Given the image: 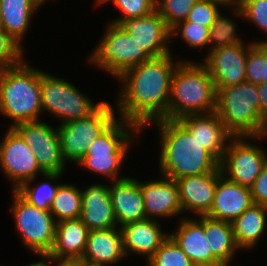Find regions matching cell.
<instances>
[{"label":"cell","instance_id":"obj_1","mask_svg":"<svg viewBox=\"0 0 267 266\" xmlns=\"http://www.w3.org/2000/svg\"><path fill=\"white\" fill-rule=\"evenodd\" d=\"M171 56L168 53L152 57L127 69L117 78L123 84L116 104L121 119L141 130L150 123L167 119L171 80L181 62L172 61Z\"/></svg>","mask_w":267,"mask_h":266},{"label":"cell","instance_id":"obj_2","mask_svg":"<svg viewBox=\"0 0 267 266\" xmlns=\"http://www.w3.org/2000/svg\"><path fill=\"white\" fill-rule=\"evenodd\" d=\"M153 123L160 133L162 176L177 180L208 174L219 168V161L178 120L162 119Z\"/></svg>","mask_w":267,"mask_h":266},{"label":"cell","instance_id":"obj_3","mask_svg":"<svg viewBox=\"0 0 267 266\" xmlns=\"http://www.w3.org/2000/svg\"><path fill=\"white\" fill-rule=\"evenodd\" d=\"M217 91L207 68L195 61L181 60L171 80L167 119L207 114L216 110Z\"/></svg>","mask_w":267,"mask_h":266},{"label":"cell","instance_id":"obj_4","mask_svg":"<svg viewBox=\"0 0 267 266\" xmlns=\"http://www.w3.org/2000/svg\"><path fill=\"white\" fill-rule=\"evenodd\" d=\"M41 70L24 60L15 66L0 69V114L13 121L40 120Z\"/></svg>","mask_w":267,"mask_h":266},{"label":"cell","instance_id":"obj_5","mask_svg":"<svg viewBox=\"0 0 267 266\" xmlns=\"http://www.w3.org/2000/svg\"><path fill=\"white\" fill-rule=\"evenodd\" d=\"M216 91L215 112L234 137L266 135L267 123L259 115L256 84L245 81Z\"/></svg>","mask_w":267,"mask_h":266},{"label":"cell","instance_id":"obj_6","mask_svg":"<svg viewBox=\"0 0 267 266\" xmlns=\"http://www.w3.org/2000/svg\"><path fill=\"white\" fill-rule=\"evenodd\" d=\"M141 132L143 131L135 124L117 118L89 144L86 154L77 165L113 181L125 178L118 176L120 169L129 151V146L135 141L133 138L139 137Z\"/></svg>","mask_w":267,"mask_h":266},{"label":"cell","instance_id":"obj_7","mask_svg":"<svg viewBox=\"0 0 267 266\" xmlns=\"http://www.w3.org/2000/svg\"><path fill=\"white\" fill-rule=\"evenodd\" d=\"M105 31L88 59L89 63L108 71L114 78L152 58L119 24L110 22Z\"/></svg>","mask_w":267,"mask_h":266},{"label":"cell","instance_id":"obj_8","mask_svg":"<svg viewBox=\"0 0 267 266\" xmlns=\"http://www.w3.org/2000/svg\"><path fill=\"white\" fill-rule=\"evenodd\" d=\"M12 217L23 245L34 255H48L55 242L56 221L49 210H42L12 190Z\"/></svg>","mask_w":267,"mask_h":266},{"label":"cell","instance_id":"obj_9","mask_svg":"<svg viewBox=\"0 0 267 266\" xmlns=\"http://www.w3.org/2000/svg\"><path fill=\"white\" fill-rule=\"evenodd\" d=\"M41 108L61 120V124L89 116L100 105L65 79L57 78L41 70Z\"/></svg>","mask_w":267,"mask_h":266},{"label":"cell","instance_id":"obj_10","mask_svg":"<svg viewBox=\"0 0 267 266\" xmlns=\"http://www.w3.org/2000/svg\"><path fill=\"white\" fill-rule=\"evenodd\" d=\"M114 114L112 105L102 101L89 116L60 124L57 128L64 160L77 164L89 144L117 119Z\"/></svg>","mask_w":267,"mask_h":266},{"label":"cell","instance_id":"obj_11","mask_svg":"<svg viewBox=\"0 0 267 266\" xmlns=\"http://www.w3.org/2000/svg\"><path fill=\"white\" fill-rule=\"evenodd\" d=\"M260 137H233L219 162L222 175L240 185L251 187L267 163V152L246 140ZM228 176V177H227Z\"/></svg>","mask_w":267,"mask_h":266},{"label":"cell","instance_id":"obj_12","mask_svg":"<svg viewBox=\"0 0 267 266\" xmlns=\"http://www.w3.org/2000/svg\"><path fill=\"white\" fill-rule=\"evenodd\" d=\"M34 153L45 173H63L67 163L62 156L58 128L46 122H21L13 127Z\"/></svg>","mask_w":267,"mask_h":266},{"label":"cell","instance_id":"obj_13","mask_svg":"<svg viewBox=\"0 0 267 266\" xmlns=\"http://www.w3.org/2000/svg\"><path fill=\"white\" fill-rule=\"evenodd\" d=\"M6 132L0 142V166L4 175L13 180L12 189L17 190L24 182L34 181L37 174L45 172L22 136L13 127Z\"/></svg>","mask_w":267,"mask_h":266},{"label":"cell","instance_id":"obj_14","mask_svg":"<svg viewBox=\"0 0 267 266\" xmlns=\"http://www.w3.org/2000/svg\"><path fill=\"white\" fill-rule=\"evenodd\" d=\"M254 44L239 42L210 50L202 64L207 68L216 89L233 86L246 81L245 66L248 49Z\"/></svg>","mask_w":267,"mask_h":266},{"label":"cell","instance_id":"obj_15","mask_svg":"<svg viewBox=\"0 0 267 266\" xmlns=\"http://www.w3.org/2000/svg\"><path fill=\"white\" fill-rule=\"evenodd\" d=\"M120 26L152 57L171 53L168 46L171 29L155 11L144 17L124 20Z\"/></svg>","mask_w":267,"mask_h":266},{"label":"cell","instance_id":"obj_16","mask_svg":"<svg viewBox=\"0 0 267 266\" xmlns=\"http://www.w3.org/2000/svg\"><path fill=\"white\" fill-rule=\"evenodd\" d=\"M219 162L234 137L217 113L184 116L178 120ZM228 141V142H227Z\"/></svg>","mask_w":267,"mask_h":266},{"label":"cell","instance_id":"obj_17","mask_svg":"<svg viewBox=\"0 0 267 266\" xmlns=\"http://www.w3.org/2000/svg\"><path fill=\"white\" fill-rule=\"evenodd\" d=\"M139 186L143 196L146 219L173 218L183 212L176 180L160 176L158 180L139 181Z\"/></svg>","mask_w":267,"mask_h":266},{"label":"cell","instance_id":"obj_18","mask_svg":"<svg viewBox=\"0 0 267 266\" xmlns=\"http://www.w3.org/2000/svg\"><path fill=\"white\" fill-rule=\"evenodd\" d=\"M220 167L211 173L182 177L176 180L179 187V200L182 210L196 216L207 215L212 208Z\"/></svg>","mask_w":267,"mask_h":266},{"label":"cell","instance_id":"obj_19","mask_svg":"<svg viewBox=\"0 0 267 266\" xmlns=\"http://www.w3.org/2000/svg\"><path fill=\"white\" fill-rule=\"evenodd\" d=\"M254 204L249 187L220 175L214 193L212 208L207 216L232 222Z\"/></svg>","mask_w":267,"mask_h":266},{"label":"cell","instance_id":"obj_20","mask_svg":"<svg viewBox=\"0 0 267 266\" xmlns=\"http://www.w3.org/2000/svg\"><path fill=\"white\" fill-rule=\"evenodd\" d=\"M112 183L109 194L117 224L123 226L146 219L139 180L125 177Z\"/></svg>","mask_w":267,"mask_h":266},{"label":"cell","instance_id":"obj_21","mask_svg":"<svg viewBox=\"0 0 267 266\" xmlns=\"http://www.w3.org/2000/svg\"><path fill=\"white\" fill-rule=\"evenodd\" d=\"M120 230L125 256L136 253L144 256L146 260L153 256L169 236V233L162 231L156 219L127 223L120 226Z\"/></svg>","mask_w":267,"mask_h":266},{"label":"cell","instance_id":"obj_22","mask_svg":"<svg viewBox=\"0 0 267 266\" xmlns=\"http://www.w3.org/2000/svg\"><path fill=\"white\" fill-rule=\"evenodd\" d=\"M82 194V213L80 219L92 230H105L117 227L113 206L106 184H92Z\"/></svg>","mask_w":267,"mask_h":266},{"label":"cell","instance_id":"obj_23","mask_svg":"<svg viewBox=\"0 0 267 266\" xmlns=\"http://www.w3.org/2000/svg\"><path fill=\"white\" fill-rule=\"evenodd\" d=\"M194 218L182 217L175 233L169 236L194 264L219 261L209 248L207 237L203 232V215Z\"/></svg>","mask_w":267,"mask_h":266},{"label":"cell","instance_id":"obj_24","mask_svg":"<svg viewBox=\"0 0 267 266\" xmlns=\"http://www.w3.org/2000/svg\"><path fill=\"white\" fill-rule=\"evenodd\" d=\"M123 258L126 256L120 227L89 231L81 259L111 266Z\"/></svg>","mask_w":267,"mask_h":266},{"label":"cell","instance_id":"obj_25","mask_svg":"<svg viewBox=\"0 0 267 266\" xmlns=\"http://www.w3.org/2000/svg\"><path fill=\"white\" fill-rule=\"evenodd\" d=\"M88 233V227L80 218L57 222L55 242L48 256L55 259H81Z\"/></svg>","mask_w":267,"mask_h":266},{"label":"cell","instance_id":"obj_26","mask_svg":"<svg viewBox=\"0 0 267 266\" xmlns=\"http://www.w3.org/2000/svg\"><path fill=\"white\" fill-rule=\"evenodd\" d=\"M38 8L35 0H0L1 28L21 47L33 13Z\"/></svg>","mask_w":267,"mask_h":266},{"label":"cell","instance_id":"obj_27","mask_svg":"<svg viewBox=\"0 0 267 266\" xmlns=\"http://www.w3.org/2000/svg\"><path fill=\"white\" fill-rule=\"evenodd\" d=\"M267 206L253 204L231 222L234 239L241 249H251L259 242L266 229Z\"/></svg>","mask_w":267,"mask_h":266},{"label":"cell","instance_id":"obj_28","mask_svg":"<svg viewBox=\"0 0 267 266\" xmlns=\"http://www.w3.org/2000/svg\"><path fill=\"white\" fill-rule=\"evenodd\" d=\"M203 232L212 254L219 260L231 263L239 248L235 242L231 222L203 215Z\"/></svg>","mask_w":267,"mask_h":266},{"label":"cell","instance_id":"obj_29","mask_svg":"<svg viewBox=\"0 0 267 266\" xmlns=\"http://www.w3.org/2000/svg\"><path fill=\"white\" fill-rule=\"evenodd\" d=\"M56 222L79 219L82 213L81 190L74 184H61L50 206Z\"/></svg>","mask_w":267,"mask_h":266},{"label":"cell","instance_id":"obj_30","mask_svg":"<svg viewBox=\"0 0 267 266\" xmlns=\"http://www.w3.org/2000/svg\"><path fill=\"white\" fill-rule=\"evenodd\" d=\"M62 174L63 173H44L43 177L47 179L45 182H40L36 186L31 187L32 180H28L16 191L31 205L42 210H50V206L60 184H52L49 181L53 182V180H58Z\"/></svg>","mask_w":267,"mask_h":266},{"label":"cell","instance_id":"obj_31","mask_svg":"<svg viewBox=\"0 0 267 266\" xmlns=\"http://www.w3.org/2000/svg\"><path fill=\"white\" fill-rule=\"evenodd\" d=\"M245 76L256 85L267 82V43H254L248 49Z\"/></svg>","mask_w":267,"mask_h":266},{"label":"cell","instance_id":"obj_32","mask_svg":"<svg viewBox=\"0 0 267 266\" xmlns=\"http://www.w3.org/2000/svg\"><path fill=\"white\" fill-rule=\"evenodd\" d=\"M236 27L232 18L225 17V15L222 16V13H219L209 31L210 49L215 50L243 42L236 33Z\"/></svg>","mask_w":267,"mask_h":266},{"label":"cell","instance_id":"obj_33","mask_svg":"<svg viewBox=\"0 0 267 266\" xmlns=\"http://www.w3.org/2000/svg\"><path fill=\"white\" fill-rule=\"evenodd\" d=\"M232 7L234 15L246 18L267 34V0H236ZM253 42L267 43V39Z\"/></svg>","mask_w":267,"mask_h":266},{"label":"cell","instance_id":"obj_34","mask_svg":"<svg viewBox=\"0 0 267 266\" xmlns=\"http://www.w3.org/2000/svg\"><path fill=\"white\" fill-rule=\"evenodd\" d=\"M148 266H194L195 264L179 248L175 241L168 238L147 261Z\"/></svg>","mask_w":267,"mask_h":266},{"label":"cell","instance_id":"obj_35","mask_svg":"<svg viewBox=\"0 0 267 266\" xmlns=\"http://www.w3.org/2000/svg\"><path fill=\"white\" fill-rule=\"evenodd\" d=\"M198 0H155L154 11L159 14L167 26L172 29L186 20L189 12Z\"/></svg>","mask_w":267,"mask_h":266},{"label":"cell","instance_id":"obj_36","mask_svg":"<svg viewBox=\"0 0 267 266\" xmlns=\"http://www.w3.org/2000/svg\"><path fill=\"white\" fill-rule=\"evenodd\" d=\"M210 27L187 22L186 20L179 22L171 29V38L180 35L190 48L202 49L209 45Z\"/></svg>","mask_w":267,"mask_h":266},{"label":"cell","instance_id":"obj_37","mask_svg":"<svg viewBox=\"0 0 267 266\" xmlns=\"http://www.w3.org/2000/svg\"><path fill=\"white\" fill-rule=\"evenodd\" d=\"M109 1L113 2L123 13L122 16L111 22L119 25L124 20L144 17L154 12L155 0H96V5H104Z\"/></svg>","mask_w":267,"mask_h":266},{"label":"cell","instance_id":"obj_38","mask_svg":"<svg viewBox=\"0 0 267 266\" xmlns=\"http://www.w3.org/2000/svg\"><path fill=\"white\" fill-rule=\"evenodd\" d=\"M15 42L8 33L0 28V69L20 64L24 48Z\"/></svg>","mask_w":267,"mask_h":266},{"label":"cell","instance_id":"obj_39","mask_svg":"<svg viewBox=\"0 0 267 266\" xmlns=\"http://www.w3.org/2000/svg\"><path fill=\"white\" fill-rule=\"evenodd\" d=\"M221 6L215 2L198 0L189 12L186 21L211 27L217 15L221 12L219 10Z\"/></svg>","mask_w":267,"mask_h":266},{"label":"cell","instance_id":"obj_40","mask_svg":"<svg viewBox=\"0 0 267 266\" xmlns=\"http://www.w3.org/2000/svg\"><path fill=\"white\" fill-rule=\"evenodd\" d=\"M254 204L267 206V163L250 187Z\"/></svg>","mask_w":267,"mask_h":266},{"label":"cell","instance_id":"obj_41","mask_svg":"<svg viewBox=\"0 0 267 266\" xmlns=\"http://www.w3.org/2000/svg\"><path fill=\"white\" fill-rule=\"evenodd\" d=\"M259 96V115L267 123V82L257 84Z\"/></svg>","mask_w":267,"mask_h":266},{"label":"cell","instance_id":"obj_42","mask_svg":"<svg viewBox=\"0 0 267 266\" xmlns=\"http://www.w3.org/2000/svg\"><path fill=\"white\" fill-rule=\"evenodd\" d=\"M51 262H55L51 264V266H79V259L77 260H70V259H55L51 258Z\"/></svg>","mask_w":267,"mask_h":266},{"label":"cell","instance_id":"obj_43","mask_svg":"<svg viewBox=\"0 0 267 266\" xmlns=\"http://www.w3.org/2000/svg\"><path fill=\"white\" fill-rule=\"evenodd\" d=\"M42 261L30 263L27 266H51V257L43 255ZM47 260V261H46Z\"/></svg>","mask_w":267,"mask_h":266},{"label":"cell","instance_id":"obj_44","mask_svg":"<svg viewBox=\"0 0 267 266\" xmlns=\"http://www.w3.org/2000/svg\"><path fill=\"white\" fill-rule=\"evenodd\" d=\"M205 1H211V2H215V3H217V4H219V5H222V8L224 7V6H231V8H232V6L236 3V0H205Z\"/></svg>","mask_w":267,"mask_h":266},{"label":"cell","instance_id":"obj_45","mask_svg":"<svg viewBox=\"0 0 267 266\" xmlns=\"http://www.w3.org/2000/svg\"><path fill=\"white\" fill-rule=\"evenodd\" d=\"M194 266H230V264L223 261H216L213 263L195 264Z\"/></svg>","mask_w":267,"mask_h":266},{"label":"cell","instance_id":"obj_46","mask_svg":"<svg viewBox=\"0 0 267 266\" xmlns=\"http://www.w3.org/2000/svg\"><path fill=\"white\" fill-rule=\"evenodd\" d=\"M79 266H107L105 264L90 262L84 259H79Z\"/></svg>","mask_w":267,"mask_h":266},{"label":"cell","instance_id":"obj_47","mask_svg":"<svg viewBox=\"0 0 267 266\" xmlns=\"http://www.w3.org/2000/svg\"><path fill=\"white\" fill-rule=\"evenodd\" d=\"M38 7H41V5H43L45 3L46 0H35Z\"/></svg>","mask_w":267,"mask_h":266},{"label":"cell","instance_id":"obj_48","mask_svg":"<svg viewBox=\"0 0 267 266\" xmlns=\"http://www.w3.org/2000/svg\"><path fill=\"white\" fill-rule=\"evenodd\" d=\"M1 26H2V22H1V15H0V28H1Z\"/></svg>","mask_w":267,"mask_h":266}]
</instances>
